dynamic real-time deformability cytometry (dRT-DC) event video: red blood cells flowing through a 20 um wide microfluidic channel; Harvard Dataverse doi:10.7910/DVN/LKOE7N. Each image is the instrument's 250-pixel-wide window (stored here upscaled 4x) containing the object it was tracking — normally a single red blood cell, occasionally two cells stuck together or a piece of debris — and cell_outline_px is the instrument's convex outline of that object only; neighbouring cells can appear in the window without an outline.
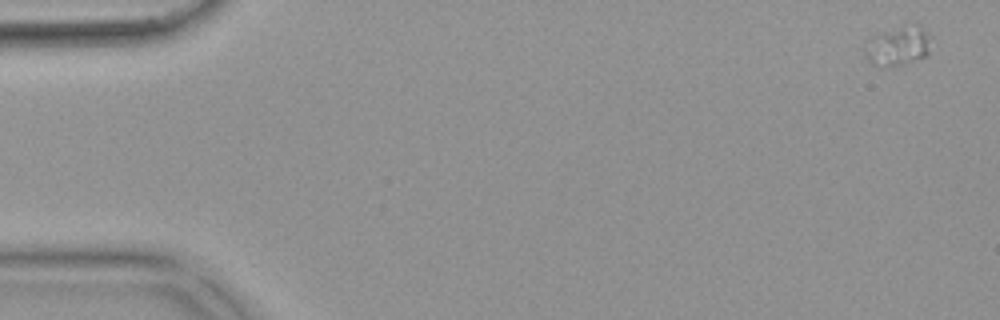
{"species": "common noctule bat (a hibernating species)", "species_latin": "Nyctalus noctula", "temperature_condition": "warm", "stored_images_in_passage": 12, "camera_frame_rate_fps": 3000, "um_per_image_px": 0.085, "animal": {"sex": "female", "body_mass_g": 18.4}, "frame": {"image": 1, "passage_image": 1, "time_ms": 0.0, "image_size_px": [1000, 320], "cell_outline_px": [[932, 36], [928, 52], [924, 56], [904, 64], [880, 68], [872, 64], [868, 60], [864, 52], [868, 36], [876, 32], [916, 20]], "centroid_in_image_um": [76.32, 3.82], "position_along_channel_um": 8.7, "area_um2": 16.18}}